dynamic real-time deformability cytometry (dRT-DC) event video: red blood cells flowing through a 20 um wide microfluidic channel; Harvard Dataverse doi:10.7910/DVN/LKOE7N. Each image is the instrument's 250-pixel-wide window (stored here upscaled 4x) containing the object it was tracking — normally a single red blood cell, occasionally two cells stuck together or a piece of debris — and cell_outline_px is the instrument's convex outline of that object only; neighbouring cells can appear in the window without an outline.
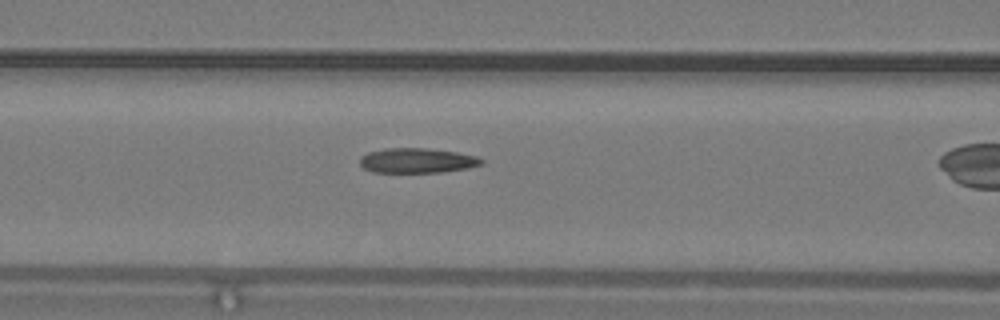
{"species": "common noctule bat (a hibernating species)", "species_latin": "Nyctalus noctula", "temperature_condition": "warm", "stored_images_in_passage": 32, "camera_frame_rate_fps": 3000, "um_per_image_px": 0.085, "animal": {"sex": "male", "body_mass_g": 19.2, "forearm_length_mm": 51.8}, "frame": {"image": 1, "passage_image": 14, "time_ms": 4.333, "image_size_px": [1000, 320], "cell_outline_px": [[484, 164], [468, 168], [444, 172], [372, 172], [364, 168], [360, 164], [360, 156], [368, 152], [384, 148], [428, 148], [456, 152], [476, 156], [484, 160]], "centroid_in_image_um": [35.46, 13.64], "position_along_channel_um": 131.1, "area_um2": 17.74}}